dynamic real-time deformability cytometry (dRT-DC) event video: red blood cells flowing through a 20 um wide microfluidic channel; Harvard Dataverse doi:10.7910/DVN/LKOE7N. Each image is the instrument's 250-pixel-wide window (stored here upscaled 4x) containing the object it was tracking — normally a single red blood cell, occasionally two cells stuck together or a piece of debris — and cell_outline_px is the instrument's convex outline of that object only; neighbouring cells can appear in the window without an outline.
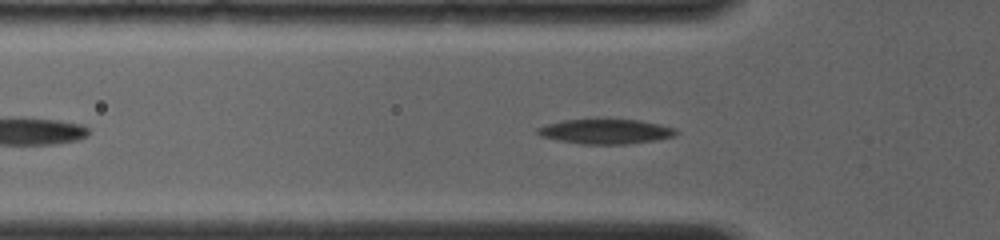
{"species": "common noctule bat (a hibernating species)", "species_latin": "Nyctalus noctula", "temperature_condition": "room temperature", "stored_images_in_passage": 57, "camera_frame_rate_fps": 4000, "um_per_image_px": 0.085, "animal": {"sex": "female", "body_mass_g": 19.0, "forearm_length_mm": 56.7}, "frame": {"image": 1, "passage_image": 14, "time_ms": 3.0, "image_size_px": [1000, 240], "cell_outline_px": [[680, 132], [676, 136], [656, 140], [624, 144], [580, 144], [556, 140], [540, 136], [536, 132], [536, 128], [548, 124], [564, 120], [604, 116], [640, 120], [660, 124], [676, 128]], "centroid_in_image_um": [51.5, 11.13], "position_along_channel_um": 74.3, "area_um2": 21.1}}
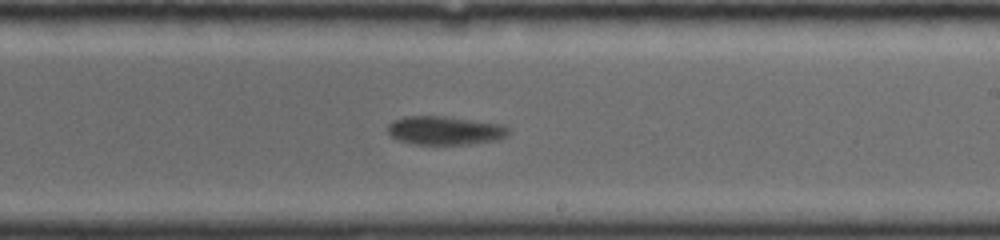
{"frame": {"image": 2, "passage_image": 34, "time_ms": 7.5, "image_size_px": [1000, 240], "cell_outline_px": [[512, 128], [504, 136], [496, 140], [468, 144], [412, 144], [400, 140], [392, 136], [388, 132], [388, 124], [392, 120], [404, 116], [448, 116], [504, 124]], "centroid_in_image_um": [37.83, 11.07], "position_along_channel_um": 251.2, "area_um2": 20.29}}
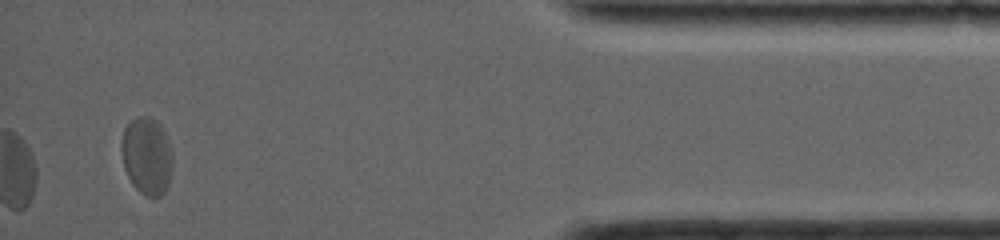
{"frame": {"image": 3, "passage_image": 57, "time_ms": 13.0, "image_size_px": [1000, 240], "cell_outline_px": [[172, 168], [168, 184], [164, 192], [160, 196], [144, 196], [132, 184], [124, 168], [120, 144], [124, 128], [132, 120], [140, 116], [148, 116], [156, 120], [160, 124], [168, 136], [172, 152]], "centroid_in_image_um": [12.49, 13.24], "position_along_channel_um": 422.7, "area_um2": 23.29}}